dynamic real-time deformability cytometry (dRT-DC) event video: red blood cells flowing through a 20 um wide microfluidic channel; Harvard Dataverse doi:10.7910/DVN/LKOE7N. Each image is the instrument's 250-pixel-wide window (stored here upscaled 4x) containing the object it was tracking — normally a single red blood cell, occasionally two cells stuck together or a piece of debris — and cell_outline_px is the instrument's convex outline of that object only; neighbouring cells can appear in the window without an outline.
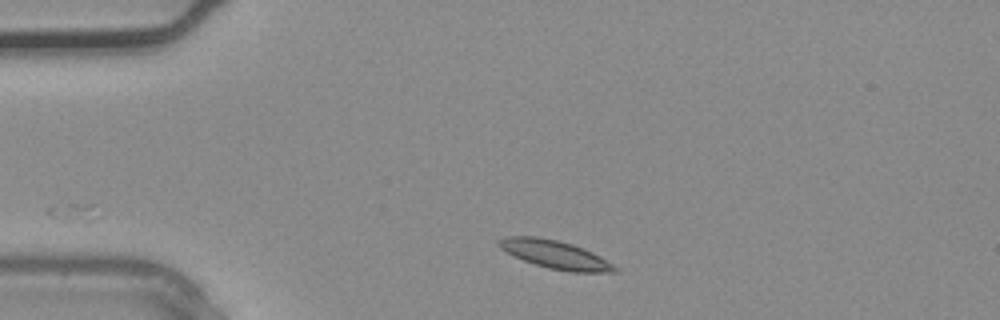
{"species": "common noctule bat (a hibernating species)", "species_latin": "Nyctalus noctula", "temperature_condition": "warm", "stored_images_in_passage": 5, "segment_of_instrument_passage": [2, 2], "camera_frame_rate_fps": 3000, "um_per_image_px": 0.085, "animal": {"sex": "male", "body_mass_g": 20.4}, "frame": {"image": 1, "passage_image": 5, "time_ms": 1.333, "image_size_px": [1000, 320], "cell_outline_px": [[620, 272], [572, 272], [548, 268], [524, 260], [500, 248], [496, 244], [496, 240], [508, 236], [536, 236], [556, 240], [572, 244], [592, 252], [600, 256], [612, 264]], "centroid_in_image_um": [47.17, 21.63], "position_along_channel_um": 37.8, "area_um2": 18.79}}